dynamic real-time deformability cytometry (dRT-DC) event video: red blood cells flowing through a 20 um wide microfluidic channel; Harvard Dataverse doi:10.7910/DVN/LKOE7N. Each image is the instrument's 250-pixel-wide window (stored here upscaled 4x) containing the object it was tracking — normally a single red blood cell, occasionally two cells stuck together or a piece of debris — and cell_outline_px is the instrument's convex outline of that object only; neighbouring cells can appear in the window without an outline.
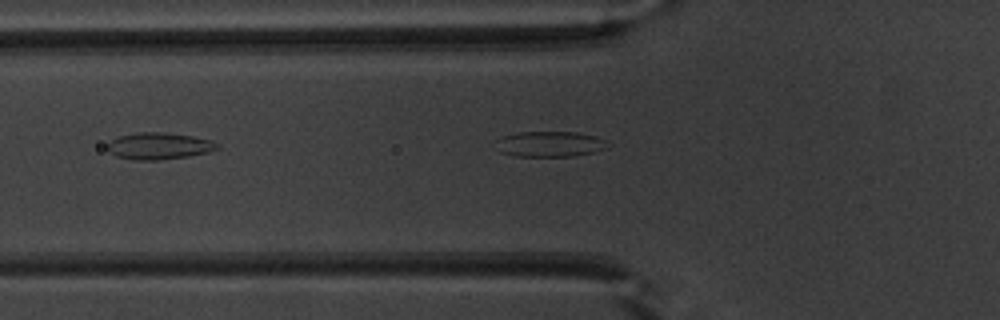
{"species": "common noctule bat (a hibernating species)", "species_latin": "Nyctalus noctula", "temperature_condition": "warm", "stored_images_in_passage": 6, "segment_of_instrument_passage": [2, 2], "camera_frame_rate_fps": 3000, "um_per_image_px": 0.085, "animal": {"sex": "male", "body_mass_g": 20.1, "forearm_length_mm": 53.5}, "frame": {"image": 1, "passage_image": 6, "time_ms": 1.667, "image_size_px": [1000, 320], "cell_outline_px": [[612, 144], [608, 148], [592, 152], [572, 156], [516, 156], [500, 152], [496, 140], [500, 136], [516, 132], [576, 132], [596, 136]], "centroid_in_image_um": [46.75, 12.23], "position_along_channel_um": 79.1, "area_um2": 16.7}}